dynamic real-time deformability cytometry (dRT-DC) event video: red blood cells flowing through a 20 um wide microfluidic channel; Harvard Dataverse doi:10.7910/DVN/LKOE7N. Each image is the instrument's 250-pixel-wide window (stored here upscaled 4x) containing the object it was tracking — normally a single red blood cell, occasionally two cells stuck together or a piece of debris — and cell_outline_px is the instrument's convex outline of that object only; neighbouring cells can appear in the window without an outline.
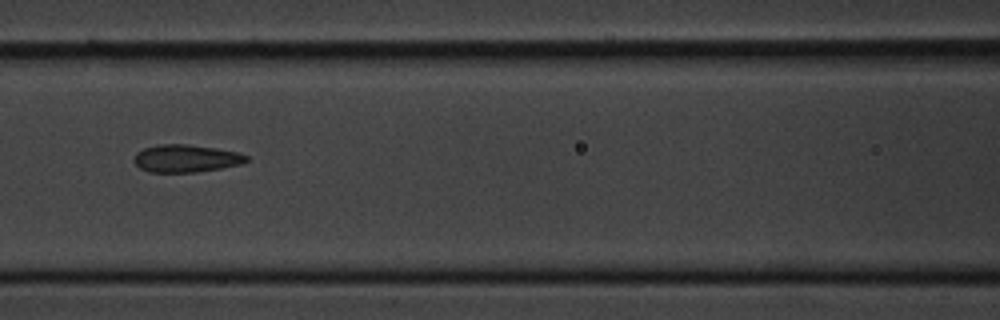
{"species": "common noctule bat (a hibernating species)", "species_latin": "Nyctalus noctula", "temperature_condition": "cold", "stored_images_in_passage": 39, "camera_frame_rate_fps": 3000, "um_per_image_px": 0.085, "animal": {"sex": "male", "body_mass_g": 20.1, "forearm_length_mm": 53.5}, "frame": {"image": 1, "passage_image": 8, "time_ms": 2.333, "image_size_px": [1000, 320], "cell_outline_px": [[248, 160], [240, 164], [220, 168], [196, 172], [148, 172], [140, 168], [132, 160], [136, 152], [144, 148], [160, 144], [184, 144], [216, 148], [236, 152], [248, 156]], "centroid_in_image_um": [15.76, 13.47], "position_along_channel_um": 150.8, "area_um2": 17.98}}
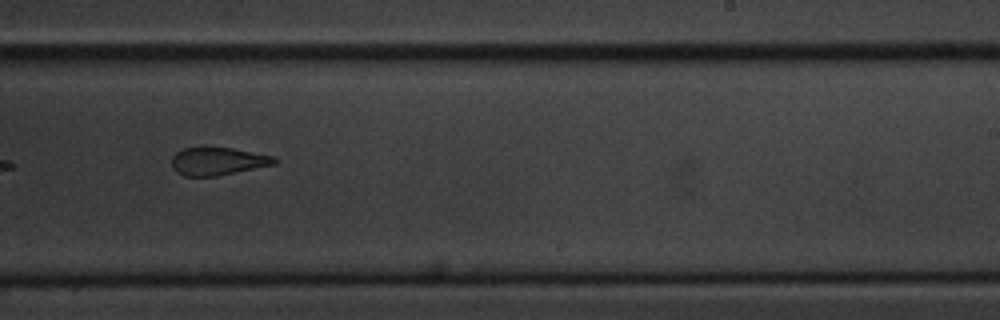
{"frame": {"image": 2, "passage_image": 18, "time_ms": 5.667, "image_size_px": [1000, 320], "cell_outline_px": [[276, 164], [216, 176], [184, 176], [176, 172], [172, 168], [172, 156], [176, 152], [184, 148], [200, 144], [204, 144], [232, 148], [272, 156], [276, 160]], "centroid_in_image_um": [18.43, 13.66], "position_along_channel_um": 270.6, "area_um2": 17.17}}
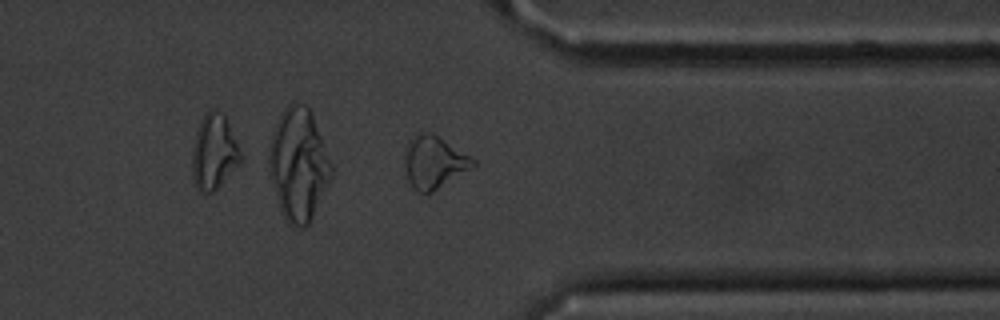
{"frame": {"image": 3, "passage_image": 27, "time_ms": 8.667, "image_size_px": [1000, 320], "cell_outline_px": [[476, 164], [432, 192], [416, 192], [412, 188], [408, 180], [404, 164], [408, 140], [416, 132], [432, 132], [472, 156], [476, 160]], "centroid_in_image_um": [36.87, 13.75], "position_along_channel_um": 374.5, "area_um2": 20.87}, "authors_computed_cell_mechanics": {"area_um2": 18.785, "velocity_mm_per_s": 3.5997, "shape_relaxation_time_tau1_ms": 6.4359, "shape_relaxation_time_tau2_ms": 2.2456, "deformation_change_tau1": 0.1184, "deformation_change_tau2": 0.0943}}